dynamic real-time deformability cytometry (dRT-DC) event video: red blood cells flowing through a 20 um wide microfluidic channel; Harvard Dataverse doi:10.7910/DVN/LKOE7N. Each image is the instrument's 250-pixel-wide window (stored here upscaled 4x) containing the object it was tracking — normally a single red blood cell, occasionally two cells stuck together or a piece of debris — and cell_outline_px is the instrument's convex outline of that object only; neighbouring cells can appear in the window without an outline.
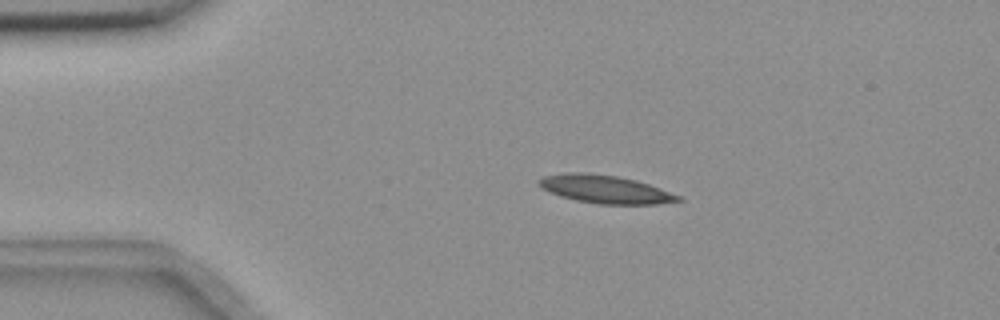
{"species": "common noctule bat (a hibernating species)", "species_latin": "Nyctalus noctula", "temperature_condition": "room temperature", "stored_images_in_passage": 15, "camera_frame_rate_fps": 3000, "um_per_image_px": 0.085, "animal": {"sex": "female", "body_mass_g": 18.4}, "frame": {"image": 1, "passage_image": 3, "time_ms": 0.667, "image_size_px": [1000, 320], "cell_outline_px": [[684, 200], [656, 204], [596, 204], [576, 200], [560, 196], [536, 184], [536, 180], [544, 176], [568, 172], [588, 172], [616, 176], [636, 180], [660, 188], [680, 196]], "centroid_in_image_um": [51.42, 16.08], "position_along_channel_um": 33.6, "area_um2": 22.72}}
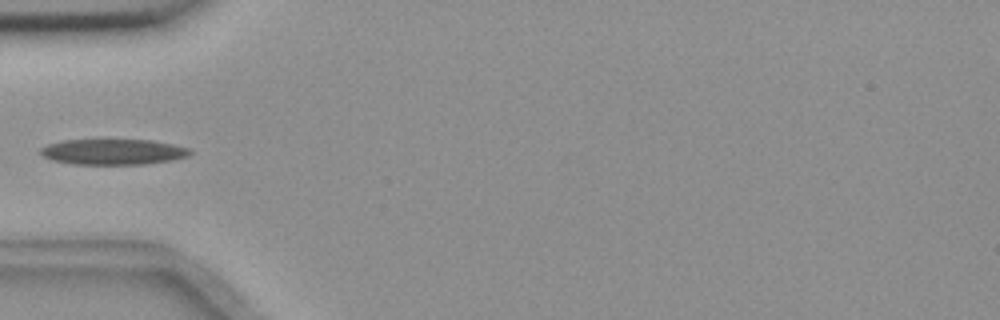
{"frame": {"image": 2, "passage_image": 5, "time_ms": 1.333, "image_size_px": [1000, 320], "cell_outline_px": [[192, 152], [188, 156], [172, 160], [144, 164], [72, 164], [52, 160], [44, 156], [40, 152], [40, 148], [48, 144], [64, 140], [100, 136], [152, 140], [172, 144], [188, 148]], "centroid_in_image_um": [9.58, 12.84], "position_along_channel_um": 75.4, "area_um2": 23.47}}